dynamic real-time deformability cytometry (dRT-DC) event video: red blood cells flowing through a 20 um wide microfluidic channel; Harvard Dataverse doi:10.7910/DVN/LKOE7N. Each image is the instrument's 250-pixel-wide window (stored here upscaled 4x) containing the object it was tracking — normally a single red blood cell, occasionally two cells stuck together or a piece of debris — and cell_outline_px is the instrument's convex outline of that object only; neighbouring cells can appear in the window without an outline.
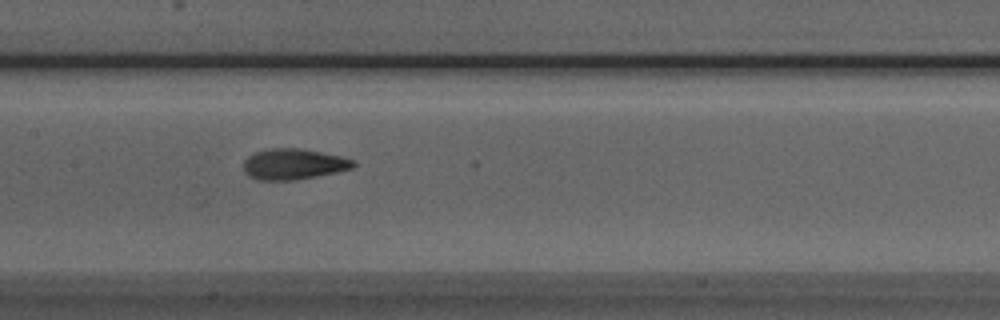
{"species": "Egyptian fruit bat (a non-hibernating species)", "species_latin": "Rousettus aegyptiacus", "temperature_condition": "room temperature", "stored_images_in_passage": 51, "camera_frame_rate_fps": 3000, "um_per_image_px": 0.085, "animal": {"sex": "male"}, "frame": {"image": 1, "passage_image": 24, "time_ms": 7.667, "image_size_px": [1000, 320], "cell_outline_px": [[356, 164], [352, 168], [336, 172], [296, 180], [256, 180], [248, 176], [244, 172], [244, 160], [248, 156], [256, 152], [272, 148], [296, 148], [320, 152], [340, 156], [356, 160]], "centroid_in_image_um": [24.94, 13.96], "position_along_channel_um": 182.5, "area_um2": 19.65}}
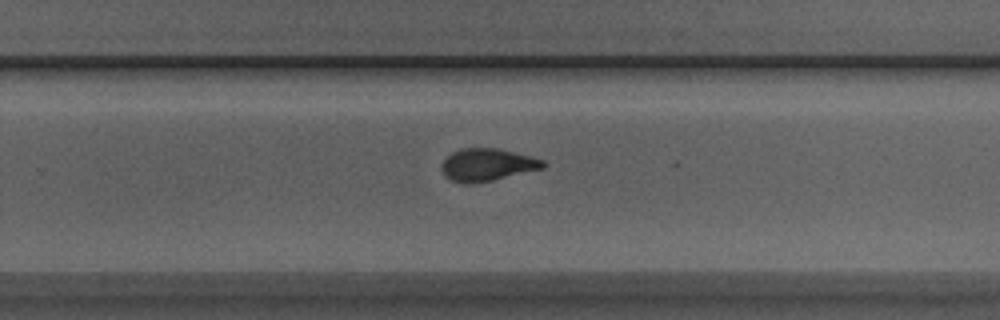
{"frame": {"image": 2, "passage_image": 32, "time_ms": 10.333, "image_size_px": [1000, 320], "cell_outline_px": [[544, 168], [492, 180], [472, 184], [468, 184], [452, 180], [444, 176], [444, 160], [452, 152], [460, 148], [496, 148], [544, 160]], "centroid_in_image_um": [41.41, 14.01], "position_along_channel_um": 288.4, "area_um2": 18.73}}
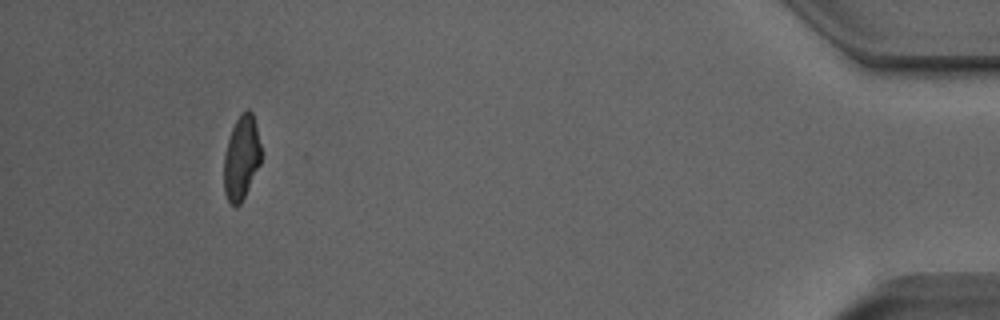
{"frame": {"image": 3, "passage_image": 47, "time_ms": 15.333, "image_size_px": [1000, 320], "cell_outline_px": [[260, 164], [240, 204], [232, 204], [228, 200], [224, 192], [224, 156], [228, 140], [232, 128], [240, 112], [248, 108], [252, 112], [256, 124], [260, 144]], "centroid_in_image_um": [20.51, 13.35], "position_along_channel_um": 414.7, "area_um2": 17.98}, "authors_computed_cell_mechanics": {"area_um2": 19.1318, "velocity_mm_per_s": 3.9933, "shape_relaxation_time_tau1_ms": 7.6586, "shape_relaxation_time_tau2_ms": 1.5844, "deformation_change_tau1": 0.2182, "deformation_change_tau2": 0.0837}}